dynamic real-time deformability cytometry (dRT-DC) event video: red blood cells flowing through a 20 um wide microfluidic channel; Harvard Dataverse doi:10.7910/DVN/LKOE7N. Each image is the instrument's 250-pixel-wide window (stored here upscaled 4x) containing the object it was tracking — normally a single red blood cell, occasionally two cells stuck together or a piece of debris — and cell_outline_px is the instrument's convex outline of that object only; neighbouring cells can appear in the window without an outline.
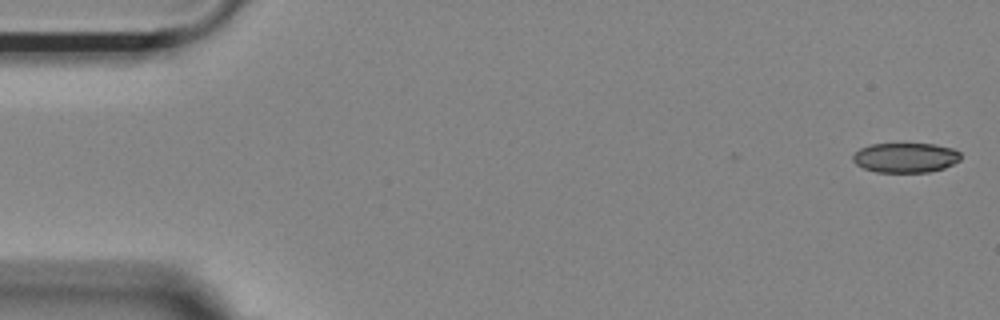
{"species": "Egyptian fruit bat (a non-hibernating species)", "species_latin": "Rousettus aegyptiacus", "temperature_condition": "room temperature", "stored_images_in_passage": 2, "camera_frame_rate_fps": 3000, "um_per_image_px": 0.085, "animal": {"sex": "female"}, "frame": {"image": 1, "passage_image": 2, "time_ms": 0.333, "image_size_px": [1000, 320], "cell_outline_px": [[960, 160], [944, 168], [928, 172], [876, 172], [864, 168], [856, 164], [852, 160], [852, 156], [860, 148], [872, 144], [936, 144], [952, 148], [960, 152]], "centroid_in_image_um": [76.97, 13.4], "position_along_channel_um": 8.0, "area_um2": 18.67}}